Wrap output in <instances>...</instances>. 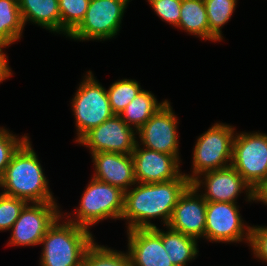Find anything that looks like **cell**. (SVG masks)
Wrapping results in <instances>:
<instances>
[{
    "instance_id": "6da1fadb",
    "label": "cell",
    "mask_w": 267,
    "mask_h": 266,
    "mask_svg": "<svg viewBox=\"0 0 267 266\" xmlns=\"http://www.w3.org/2000/svg\"><path fill=\"white\" fill-rule=\"evenodd\" d=\"M191 185L182 173L178 178L158 183H136L124 194L121 219L128 222V230L155 228L152 218H160L166 227L179 197ZM150 219V220H149Z\"/></svg>"
},
{
    "instance_id": "7a4b0ae2",
    "label": "cell",
    "mask_w": 267,
    "mask_h": 266,
    "mask_svg": "<svg viewBox=\"0 0 267 266\" xmlns=\"http://www.w3.org/2000/svg\"><path fill=\"white\" fill-rule=\"evenodd\" d=\"M28 138L13 154L0 188L5 195L25 200L27 203L55 202L40 160Z\"/></svg>"
},
{
    "instance_id": "3957f363",
    "label": "cell",
    "mask_w": 267,
    "mask_h": 266,
    "mask_svg": "<svg viewBox=\"0 0 267 266\" xmlns=\"http://www.w3.org/2000/svg\"><path fill=\"white\" fill-rule=\"evenodd\" d=\"M62 215L48 228L41 240V266H82L87 248L95 240L89 229L70 221Z\"/></svg>"
},
{
    "instance_id": "277c9868",
    "label": "cell",
    "mask_w": 267,
    "mask_h": 266,
    "mask_svg": "<svg viewBox=\"0 0 267 266\" xmlns=\"http://www.w3.org/2000/svg\"><path fill=\"white\" fill-rule=\"evenodd\" d=\"M81 196L79 207L67 215L68 221L89 229L99 221L121 219L124 208L125 192L93 177ZM72 216V218H71Z\"/></svg>"
},
{
    "instance_id": "5b68a950",
    "label": "cell",
    "mask_w": 267,
    "mask_h": 266,
    "mask_svg": "<svg viewBox=\"0 0 267 266\" xmlns=\"http://www.w3.org/2000/svg\"><path fill=\"white\" fill-rule=\"evenodd\" d=\"M235 132L233 126L215 123L198 137L193 148L192 174H185L190 182L205 172L231 166Z\"/></svg>"
},
{
    "instance_id": "8992f818",
    "label": "cell",
    "mask_w": 267,
    "mask_h": 266,
    "mask_svg": "<svg viewBox=\"0 0 267 266\" xmlns=\"http://www.w3.org/2000/svg\"><path fill=\"white\" fill-rule=\"evenodd\" d=\"M87 73L71 102L77 130L76 142L92 128L99 126L114 115L107 90L95 79L91 71Z\"/></svg>"
},
{
    "instance_id": "52a82bcc",
    "label": "cell",
    "mask_w": 267,
    "mask_h": 266,
    "mask_svg": "<svg viewBox=\"0 0 267 266\" xmlns=\"http://www.w3.org/2000/svg\"><path fill=\"white\" fill-rule=\"evenodd\" d=\"M130 0H90L85 18L68 36L75 41L113 39Z\"/></svg>"
},
{
    "instance_id": "ba28073f",
    "label": "cell",
    "mask_w": 267,
    "mask_h": 266,
    "mask_svg": "<svg viewBox=\"0 0 267 266\" xmlns=\"http://www.w3.org/2000/svg\"><path fill=\"white\" fill-rule=\"evenodd\" d=\"M231 166L255 190L267 179V134L236 133Z\"/></svg>"
},
{
    "instance_id": "9c48e42d",
    "label": "cell",
    "mask_w": 267,
    "mask_h": 266,
    "mask_svg": "<svg viewBox=\"0 0 267 266\" xmlns=\"http://www.w3.org/2000/svg\"><path fill=\"white\" fill-rule=\"evenodd\" d=\"M238 208L236 203L207 202L204 238L218 243H249L251 226L244 223Z\"/></svg>"
},
{
    "instance_id": "30bf717a",
    "label": "cell",
    "mask_w": 267,
    "mask_h": 266,
    "mask_svg": "<svg viewBox=\"0 0 267 266\" xmlns=\"http://www.w3.org/2000/svg\"><path fill=\"white\" fill-rule=\"evenodd\" d=\"M61 215L56 202L27 203L11 228L8 245H41L48 228Z\"/></svg>"
},
{
    "instance_id": "8fae6325",
    "label": "cell",
    "mask_w": 267,
    "mask_h": 266,
    "mask_svg": "<svg viewBox=\"0 0 267 266\" xmlns=\"http://www.w3.org/2000/svg\"><path fill=\"white\" fill-rule=\"evenodd\" d=\"M137 131L119 115H113L87 132L77 143L89 148L90 153L118 152L132 154L138 142Z\"/></svg>"
},
{
    "instance_id": "7c38bea8",
    "label": "cell",
    "mask_w": 267,
    "mask_h": 266,
    "mask_svg": "<svg viewBox=\"0 0 267 266\" xmlns=\"http://www.w3.org/2000/svg\"><path fill=\"white\" fill-rule=\"evenodd\" d=\"M191 185L196 190L205 187L200 195L207 202L237 203L236 199L242 192H246V201H254L253 188L232 166L205 172L194 179Z\"/></svg>"
},
{
    "instance_id": "4fadbf2b",
    "label": "cell",
    "mask_w": 267,
    "mask_h": 266,
    "mask_svg": "<svg viewBox=\"0 0 267 266\" xmlns=\"http://www.w3.org/2000/svg\"><path fill=\"white\" fill-rule=\"evenodd\" d=\"M178 117L172 111L170 102L161 107L137 130L139 145L149 150L179 156ZM141 142V144H140Z\"/></svg>"
},
{
    "instance_id": "5bb4252c",
    "label": "cell",
    "mask_w": 267,
    "mask_h": 266,
    "mask_svg": "<svg viewBox=\"0 0 267 266\" xmlns=\"http://www.w3.org/2000/svg\"><path fill=\"white\" fill-rule=\"evenodd\" d=\"M131 155L136 183L166 182L176 179L182 174L180 156L141 148L139 143L136 144Z\"/></svg>"
},
{
    "instance_id": "9a60e30c",
    "label": "cell",
    "mask_w": 267,
    "mask_h": 266,
    "mask_svg": "<svg viewBox=\"0 0 267 266\" xmlns=\"http://www.w3.org/2000/svg\"><path fill=\"white\" fill-rule=\"evenodd\" d=\"M190 185L179 197L168 227L184 235L204 238L207 201Z\"/></svg>"
},
{
    "instance_id": "2e32d148",
    "label": "cell",
    "mask_w": 267,
    "mask_h": 266,
    "mask_svg": "<svg viewBox=\"0 0 267 266\" xmlns=\"http://www.w3.org/2000/svg\"><path fill=\"white\" fill-rule=\"evenodd\" d=\"M131 266H174L163 247L161 229L127 230Z\"/></svg>"
},
{
    "instance_id": "e0dca14e",
    "label": "cell",
    "mask_w": 267,
    "mask_h": 266,
    "mask_svg": "<svg viewBox=\"0 0 267 266\" xmlns=\"http://www.w3.org/2000/svg\"><path fill=\"white\" fill-rule=\"evenodd\" d=\"M95 167L93 178L126 192L136 184L131 154L99 152L91 154Z\"/></svg>"
},
{
    "instance_id": "ac0fdd59",
    "label": "cell",
    "mask_w": 267,
    "mask_h": 266,
    "mask_svg": "<svg viewBox=\"0 0 267 266\" xmlns=\"http://www.w3.org/2000/svg\"><path fill=\"white\" fill-rule=\"evenodd\" d=\"M24 26L28 21L61 34V15L58 0H18Z\"/></svg>"
},
{
    "instance_id": "d6986e66",
    "label": "cell",
    "mask_w": 267,
    "mask_h": 266,
    "mask_svg": "<svg viewBox=\"0 0 267 266\" xmlns=\"http://www.w3.org/2000/svg\"><path fill=\"white\" fill-rule=\"evenodd\" d=\"M202 40L219 41L210 31L204 0H182L181 16L176 26Z\"/></svg>"
},
{
    "instance_id": "ffe728a7",
    "label": "cell",
    "mask_w": 267,
    "mask_h": 266,
    "mask_svg": "<svg viewBox=\"0 0 267 266\" xmlns=\"http://www.w3.org/2000/svg\"><path fill=\"white\" fill-rule=\"evenodd\" d=\"M167 231L161 229L162 244L171 263L174 266H187V262L195 260L198 255L197 239L166 226Z\"/></svg>"
},
{
    "instance_id": "44dd1931",
    "label": "cell",
    "mask_w": 267,
    "mask_h": 266,
    "mask_svg": "<svg viewBox=\"0 0 267 266\" xmlns=\"http://www.w3.org/2000/svg\"><path fill=\"white\" fill-rule=\"evenodd\" d=\"M168 100L158 103L151 91L142 90L119 116L128 125L137 131L140 129Z\"/></svg>"
},
{
    "instance_id": "7402d4cb",
    "label": "cell",
    "mask_w": 267,
    "mask_h": 266,
    "mask_svg": "<svg viewBox=\"0 0 267 266\" xmlns=\"http://www.w3.org/2000/svg\"><path fill=\"white\" fill-rule=\"evenodd\" d=\"M24 29L18 0H0V48L21 39Z\"/></svg>"
},
{
    "instance_id": "603a6c76",
    "label": "cell",
    "mask_w": 267,
    "mask_h": 266,
    "mask_svg": "<svg viewBox=\"0 0 267 266\" xmlns=\"http://www.w3.org/2000/svg\"><path fill=\"white\" fill-rule=\"evenodd\" d=\"M82 266H131L128 251L118 250L98 245L95 240L87 248Z\"/></svg>"
},
{
    "instance_id": "cb8c5ba5",
    "label": "cell",
    "mask_w": 267,
    "mask_h": 266,
    "mask_svg": "<svg viewBox=\"0 0 267 266\" xmlns=\"http://www.w3.org/2000/svg\"><path fill=\"white\" fill-rule=\"evenodd\" d=\"M209 23V31L220 41L223 40L222 27L231 19L237 0H204Z\"/></svg>"
},
{
    "instance_id": "d4e9b609",
    "label": "cell",
    "mask_w": 267,
    "mask_h": 266,
    "mask_svg": "<svg viewBox=\"0 0 267 266\" xmlns=\"http://www.w3.org/2000/svg\"><path fill=\"white\" fill-rule=\"evenodd\" d=\"M142 90L140 83L134 79H122L112 83L107 90L112 112L119 115Z\"/></svg>"
},
{
    "instance_id": "484cf974",
    "label": "cell",
    "mask_w": 267,
    "mask_h": 266,
    "mask_svg": "<svg viewBox=\"0 0 267 266\" xmlns=\"http://www.w3.org/2000/svg\"><path fill=\"white\" fill-rule=\"evenodd\" d=\"M61 33L69 36L85 18L90 0H58Z\"/></svg>"
},
{
    "instance_id": "4316f807",
    "label": "cell",
    "mask_w": 267,
    "mask_h": 266,
    "mask_svg": "<svg viewBox=\"0 0 267 266\" xmlns=\"http://www.w3.org/2000/svg\"><path fill=\"white\" fill-rule=\"evenodd\" d=\"M27 204L23 199L0 193V231L11 230L22 209Z\"/></svg>"
},
{
    "instance_id": "83f0119b",
    "label": "cell",
    "mask_w": 267,
    "mask_h": 266,
    "mask_svg": "<svg viewBox=\"0 0 267 266\" xmlns=\"http://www.w3.org/2000/svg\"><path fill=\"white\" fill-rule=\"evenodd\" d=\"M28 138L27 135L17 137L16 134L13 135L7 129L0 127V179L3 177L13 154Z\"/></svg>"
},
{
    "instance_id": "f1b7e54d",
    "label": "cell",
    "mask_w": 267,
    "mask_h": 266,
    "mask_svg": "<svg viewBox=\"0 0 267 266\" xmlns=\"http://www.w3.org/2000/svg\"><path fill=\"white\" fill-rule=\"evenodd\" d=\"M182 0H148L150 7L162 21L176 27L181 16Z\"/></svg>"
},
{
    "instance_id": "f546056e",
    "label": "cell",
    "mask_w": 267,
    "mask_h": 266,
    "mask_svg": "<svg viewBox=\"0 0 267 266\" xmlns=\"http://www.w3.org/2000/svg\"><path fill=\"white\" fill-rule=\"evenodd\" d=\"M255 258L267 263V226H251L249 245Z\"/></svg>"
},
{
    "instance_id": "4dcf8cb0",
    "label": "cell",
    "mask_w": 267,
    "mask_h": 266,
    "mask_svg": "<svg viewBox=\"0 0 267 266\" xmlns=\"http://www.w3.org/2000/svg\"><path fill=\"white\" fill-rule=\"evenodd\" d=\"M7 55L0 48V83L12 76V69L9 67Z\"/></svg>"
},
{
    "instance_id": "1f68e13d",
    "label": "cell",
    "mask_w": 267,
    "mask_h": 266,
    "mask_svg": "<svg viewBox=\"0 0 267 266\" xmlns=\"http://www.w3.org/2000/svg\"><path fill=\"white\" fill-rule=\"evenodd\" d=\"M254 201L263 202L267 205V179H265L255 190H254Z\"/></svg>"
}]
</instances>
